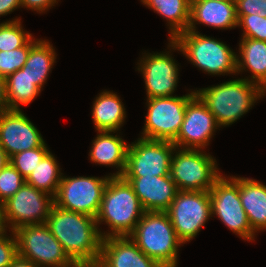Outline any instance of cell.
Here are the masks:
<instances>
[{"label":"cell","mask_w":266,"mask_h":267,"mask_svg":"<svg viewBox=\"0 0 266 267\" xmlns=\"http://www.w3.org/2000/svg\"><path fill=\"white\" fill-rule=\"evenodd\" d=\"M45 224L78 267L96 266L102 237L94 217L54 205Z\"/></svg>","instance_id":"cell-1"},{"label":"cell","mask_w":266,"mask_h":267,"mask_svg":"<svg viewBox=\"0 0 266 267\" xmlns=\"http://www.w3.org/2000/svg\"><path fill=\"white\" fill-rule=\"evenodd\" d=\"M144 212L132 185L122 176H111L95 217L102 239L129 236ZM103 222L108 225V231L99 228Z\"/></svg>","instance_id":"cell-2"},{"label":"cell","mask_w":266,"mask_h":267,"mask_svg":"<svg viewBox=\"0 0 266 267\" xmlns=\"http://www.w3.org/2000/svg\"><path fill=\"white\" fill-rule=\"evenodd\" d=\"M214 115L217 125L228 127L243 117L266 91L257 83L238 78L195 90Z\"/></svg>","instance_id":"cell-3"},{"label":"cell","mask_w":266,"mask_h":267,"mask_svg":"<svg viewBox=\"0 0 266 267\" xmlns=\"http://www.w3.org/2000/svg\"><path fill=\"white\" fill-rule=\"evenodd\" d=\"M129 237L146 256L155 259L162 267L178 266V252L183 243L167 212L145 211Z\"/></svg>","instance_id":"cell-4"},{"label":"cell","mask_w":266,"mask_h":267,"mask_svg":"<svg viewBox=\"0 0 266 267\" xmlns=\"http://www.w3.org/2000/svg\"><path fill=\"white\" fill-rule=\"evenodd\" d=\"M181 53L195 67L208 75H236V52L223 41L201 34L183 31L173 39Z\"/></svg>","instance_id":"cell-5"},{"label":"cell","mask_w":266,"mask_h":267,"mask_svg":"<svg viewBox=\"0 0 266 267\" xmlns=\"http://www.w3.org/2000/svg\"><path fill=\"white\" fill-rule=\"evenodd\" d=\"M221 175L216 159L211 154L200 149L175 147L170 176L178 190L210 191Z\"/></svg>","instance_id":"cell-6"},{"label":"cell","mask_w":266,"mask_h":267,"mask_svg":"<svg viewBox=\"0 0 266 267\" xmlns=\"http://www.w3.org/2000/svg\"><path fill=\"white\" fill-rule=\"evenodd\" d=\"M13 232L21 258L39 267H78L45 223L21 226Z\"/></svg>","instance_id":"cell-7"},{"label":"cell","mask_w":266,"mask_h":267,"mask_svg":"<svg viewBox=\"0 0 266 267\" xmlns=\"http://www.w3.org/2000/svg\"><path fill=\"white\" fill-rule=\"evenodd\" d=\"M209 196L212 218L216 215L230 231L244 241H255L256 233L249 224L239 197V177L221 175L210 189Z\"/></svg>","instance_id":"cell-8"},{"label":"cell","mask_w":266,"mask_h":267,"mask_svg":"<svg viewBox=\"0 0 266 267\" xmlns=\"http://www.w3.org/2000/svg\"><path fill=\"white\" fill-rule=\"evenodd\" d=\"M196 94L154 97L146 100L147 115L140 137L173 142L181 129L188 101Z\"/></svg>","instance_id":"cell-9"},{"label":"cell","mask_w":266,"mask_h":267,"mask_svg":"<svg viewBox=\"0 0 266 267\" xmlns=\"http://www.w3.org/2000/svg\"><path fill=\"white\" fill-rule=\"evenodd\" d=\"M166 212L177 237L186 244L193 240L212 218L209 191L178 190Z\"/></svg>","instance_id":"cell-10"},{"label":"cell","mask_w":266,"mask_h":267,"mask_svg":"<svg viewBox=\"0 0 266 267\" xmlns=\"http://www.w3.org/2000/svg\"><path fill=\"white\" fill-rule=\"evenodd\" d=\"M168 51L149 53L142 52L137 62V70L142 73L147 99L154 97L174 96L179 79V68L172 51H181L179 45L168 38Z\"/></svg>","instance_id":"cell-11"},{"label":"cell","mask_w":266,"mask_h":267,"mask_svg":"<svg viewBox=\"0 0 266 267\" xmlns=\"http://www.w3.org/2000/svg\"><path fill=\"white\" fill-rule=\"evenodd\" d=\"M111 174L104 177L62 176L54 197L55 205L61 209L96 217L104 189Z\"/></svg>","instance_id":"cell-12"},{"label":"cell","mask_w":266,"mask_h":267,"mask_svg":"<svg viewBox=\"0 0 266 267\" xmlns=\"http://www.w3.org/2000/svg\"><path fill=\"white\" fill-rule=\"evenodd\" d=\"M175 147L171 141L139 137L129 144L126 167L122 177L170 175Z\"/></svg>","instance_id":"cell-13"},{"label":"cell","mask_w":266,"mask_h":267,"mask_svg":"<svg viewBox=\"0 0 266 267\" xmlns=\"http://www.w3.org/2000/svg\"><path fill=\"white\" fill-rule=\"evenodd\" d=\"M54 205V196L25 183L3 203L5 224L9 231H15L21 226L46 223Z\"/></svg>","instance_id":"cell-14"},{"label":"cell","mask_w":266,"mask_h":267,"mask_svg":"<svg viewBox=\"0 0 266 267\" xmlns=\"http://www.w3.org/2000/svg\"><path fill=\"white\" fill-rule=\"evenodd\" d=\"M219 128L207 105L195 94L187 103L181 129L172 143L177 148L204 150Z\"/></svg>","instance_id":"cell-15"},{"label":"cell","mask_w":266,"mask_h":267,"mask_svg":"<svg viewBox=\"0 0 266 267\" xmlns=\"http://www.w3.org/2000/svg\"><path fill=\"white\" fill-rule=\"evenodd\" d=\"M44 143L40 131L22 109L0 114V146L9 159L22 151L41 147Z\"/></svg>","instance_id":"cell-16"},{"label":"cell","mask_w":266,"mask_h":267,"mask_svg":"<svg viewBox=\"0 0 266 267\" xmlns=\"http://www.w3.org/2000/svg\"><path fill=\"white\" fill-rule=\"evenodd\" d=\"M123 178L132 185L144 211L166 212L178 192L170 175Z\"/></svg>","instance_id":"cell-17"},{"label":"cell","mask_w":266,"mask_h":267,"mask_svg":"<svg viewBox=\"0 0 266 267\" xmlns=\"http://www.w3.org/2000/svg\"><path fill=\"white\" fill-rule=\"evenodd\" d=\"M95 267H162L146 256L129 236L102 239L100 257Z\"/></svg>","instance_id":"cell-18"},{"label":"cell","mask_w":266,"mask_h":267,"mask_svg":"<svg viewBox=\"0 0 266 267\" xmlns=\"http://www.w3.org/2000/svg\"><path fill=\"white\" fill-rule=\"evenodd\" d=\"M198 24L217 29H234L238 25L235 1L191 0L187 30L198 32Z\"/></svg>","instance_id":"cell-19"},{"label":"cell","mask_w":266,"mask_h":267,"mask_svg":"<svg viewBox=\"0 0 266 267\" xmlns=\"http://www.w3.org/2000/svg\"><path fill=\"white\" fill-rule=\"evenodd\" d=\"M117 133V131H97V136L92 140L91 150L88 154L92 163L116 167L118 171L110 173L111 176L123 175L129 147V144Z\"/></svg>","instance_id":"cell-20"},{"label":"cell","mask_w":266,"mask_h":267,"mask_svg":"<svg viewBox=\"0 0 266 267\" xmlns=\"http://www.w3.org/2000/svg\"><path fill=\"white\" fill-rule=\"evenodd\" d=\"M239 197L252 230L255 233L266 231V185L239 176Z\"/></svg>","instance_id":"cell-21"},{"label":"cell","mask_w":266,"mask_h":267,"mask_svg":"<svg viewBox=\"0 0 266 267\" xmlns=\"http://www.w3.org/2000/svg\"><path fill=\"white\" fill-rule=\"evenodd\" d=\"M237 59V75L248 71L246 80L259 84L266 91V42L241 37Z\"/></svg>","instance_id":"cell-22"},{"label":"cell","mask_w":266,"mask_h":267,"mask_svg":"<svg viewBox=\"0 0 266 267\" xmlns=\"http://www.w3.org/2000/svg\"><path fill=\"white\" fill-rule=\"evenodd\" d=\"M91 112L96 131H120L125 123V106L113 90L100 92L93 101Z\"/></svg>","instance_id":"cell-23"},{"label":"cell","mask_w":266,"mask_h":267,"mask_svg":"<svg viewBox=\"0 0 266 267\" xmlns=\"http://www.w3.org/2000/svg\"><path fill=\"white\" fill-rule=\"evenodd\" d=\"M56 51L46 39H30V51L27 61L21 68L41 91L46 83L51 69L56 62Z\"/></svg>","instance_id":"cell-24"},{"label":"cell","mask_w":266,"mask_h":267,"mask_svg":"<svg viewBox=\"0 0 266 267\" xmlns=\"http://www.w3.org/2000/svg\"><path fill=\"white\" fill-rule=\"evenodd\" d=\"M144 6L164 17L169 26V39L186 31L190 20L191 0H140Z\"/></svg>","instance_id":"cell-25"},{"label":"cell","mask_w":266,"mask_h":267,"mask_svg":"<svg viewBox=\"0 0 266 267\" xmlns=\"http://www.w3.org/2000/svg\"><path fill=\"white\" fill-rule=\"evenodd\" d=\"M60 165L49 151L26 179V184L55 197L63 173Z\"/></svg>","instance_id":"cell-26"},{"label":"cell","mask_w":266,"mask_h":267,"mask_svg":"<svg viewBox=\"0 0 266 267\" xmlns=\"http://www.w3.org/2000/svg\"><path fill=\"white\" fill-rule=\"evenodd\" d=\"M5 87L9 110H21L20 105L30 104L41 93L22 69L5 78Z\"/></svg>","instance_id":"cell-27"},{"label":"cell","mask_w":266,"mask_h":267,"mask_svg":"<svg viewBox=\"0 0 266 267\" xmlns=\"http://www.w3.org/2000/svg\"><path fill=\"white\" fill-rule=\"evenodd\" d=\"M33 35L24 30L21 18L0 23V51H10L23 47Z\"/></svg>","instance_id":"cell-28"},{"label":"cell","mask_w":266,"mask_h":267,"mask_svg":"<svg viewBox=\"0 0 266 267\" xmlns=\"http://www.w3.org/2000/svg\"><path fill=\"white\" fill-rule=\"evenodd\" d=\"M49 148L46 143L41 147L34 148L27 151H22L16 155H13L9 162L18 170L21 175L27 179L33 169L37 167L43 157L49 152Z\"/></svg>","instance_id":"cell-29"},{"label":"cell","mask_w":266,"mask_h":267,"mask_svg":"<svg viewBox=\"0 0 266 267\" xmlns=\"http://www.w3.org/2000/svg\"><path fill=\"white\" fill-rule=\"evenodd\" d=\"M26 179L9 162L0 171V203L3 204L12 197L24 184Z\"/></svg>","instance_id":"cell-30"},{"label":"cell","mask_w":266,"mask_h":267,"mask_svg":"<svg viewBox=\"0 0 266 267\" xmlns=\"http://www.w3.org/2000/svg\"><path fill=\"white\" fill-rule=\"evenodd\" d=\"M30 51V40L15 50L0 51V76L7 78L15 71L21 69L27 61Z\"/></svg>","instance_id":"cell-31"},{"label":"cell","mask_w":266,"mask_h":267,"mask_svg":"<svg viewBox=\"0 0 266 267\" xmlns=\"http://www.w3.org/2000/svg\"><path fill=\"white\" fill-rule=\"evenodd\" d=\"M238 25L242 27V35L244 38L266 42V17L259 15H237Z\"/></svg>","instance_id":"cell-32"},{"label":"cell","mask_w":266,"mask_h":267,"mask_svg":"<svg viewBox=\"0 0 266 267\" xmlns=\"http://www.w3.org/2000/svg\"><path fill=\"white\" fill-rule=\"evenodd\" d=\"M9 232L0 235V267H9L18 256L16 236L13 231Z\"/></svg>","instance_id":"cell-33"},{"label":"cell","mask_w":266,"mask_h":267,"mask_svg":"<svg viewBox=\"0 0 266 267\" xmlns=\"http://www.w3.org/2000/svg\"><path fill=\"white\" fill-rule=\"evenodd\" d=\"M237 15L266 17V0H235Z\"/></svg>","instance_id":"cell-34"},{"label":"cell","mask_w":266,"mask_h":267,"mask_svg":"<svg viewBox=\"0 0 266 267\" xmlns=\"http://www.w3.org/2000/svg\"><path fill=\"white\" fill-rule=\"evenodd\" d=\"M58 1L60 0H21V6L41 14L57 5Z\"/></svg>","instance_id":"cell-35"},{"label":"cell","mask_w":266,"mask_h":267,"mask_svg":"<svg viewBox=\"0 0 266 267\" xmlns=\"http://www.w3.org/2000/svg\"><path fill=\"white\" fill-rule=\"evenodd\" d=\"M20 7L22 8L21 0H0V17L7 16Z\"/></svg>","instance_id":"cell-36"},{"label":"cell","mask_w":266,"mask_h":267,"mask_svg":"<svg viewBox=\"0 0 266 267\" xmlns=\"http://www.w3.org/2000/svg\"><path fill=\"white\" fill-rule=\"evenodd\" d=\"M9 110L6 97L5 78L0 76V114Z\"/></svg>","instance_id":"cell-37"},{"label":"cell","mask_w":266,"mask_h":267,"mask_svg":"<svg viewBox=\"0 0 266 267\" xmlns=\"http://www.w3.org/2000/svg\"><path fill=\"white\" fill-rule=\"evenodd\" d=\"M9 267H39L32 261L17 256Z\"/></svg>","instance_id":"cell-38"},{"label":"cell","mask_w":266,"mask_h":267,"mask_svg":"<svg viewBox=\"0 0 266 267\" xmlns=\"http://www.w3.org/2000/svg\"><path fill=\"white\" fill-rule=\"evenodd\" d=\"M9 163L6 151L0 146V171Z\"/></svg>","instance_id":"cell-39"},{"label":"cell","mask_w":266,"mask_h":267,"mask_svg":"<svg viewBox=\"0 0 266 267\" xmlns=\"http://www.w3.org/2000/svg\"><path fill=\"white\" fill-rule=\"evenodd\" d=\"M8 231L4 220L3 204L0 203V235Z\"/></svg>","instance_id":"cell-40"},{"label":"cell","mask_w":266,"mask_h":267,"mask_svg":"<svg viewBox=\"0 0 266 267\" xmlns=\"http://www.w3.org/2000/svg\"><path fill=\"white\" fill-rule=\"evenodd\" d=\"M216 1H235V0H216Z\"/></svg>","instance_id":"cell-41"}]
</instances>
